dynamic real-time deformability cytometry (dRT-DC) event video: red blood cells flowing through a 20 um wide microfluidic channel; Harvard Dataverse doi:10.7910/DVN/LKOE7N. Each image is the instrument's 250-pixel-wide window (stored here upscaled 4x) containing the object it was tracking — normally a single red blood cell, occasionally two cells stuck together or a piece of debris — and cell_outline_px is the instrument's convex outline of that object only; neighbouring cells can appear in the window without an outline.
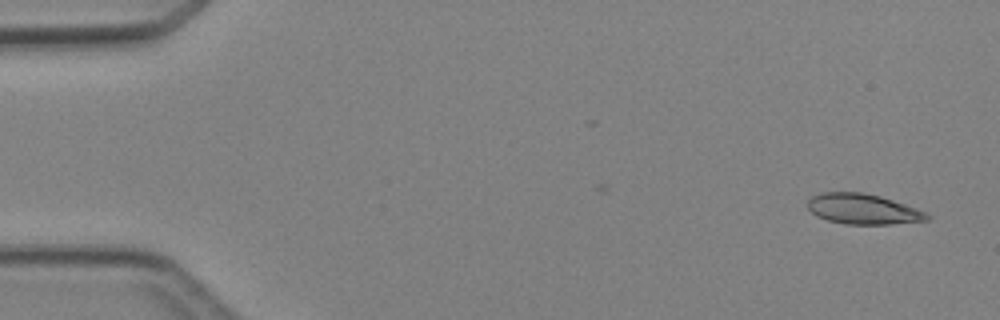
{"species": "Egyptian fruit bat (a non-hibernating species)", "species_latin": "Rousettus aegyptiacus", "temperature_condition": "cold", "stored_images_in_passage": 5, "segment_of_instrument_passage": [1, 2], "camera_frame_rate_fps": 3000, "um_per_image_px": 0.085, "animal": {"sex": "female"}, "frame": {"image": 1, "passage_image": 1, "time_ms": 0.0, "image_size_px": [1000, 320], "cell_outline_px": [[932, 216], [928, 220], [892, 224], [844, 224], [828, 220], [816, 216], [808, 208], [808, 200], [812, 196], [824, 192], [864, 192], [880, 196], [928, 212]], "centroid_in_image_um": [73.37, 17.77], "position_along_channel_um": 11.6, "area_um2": 21.15}}
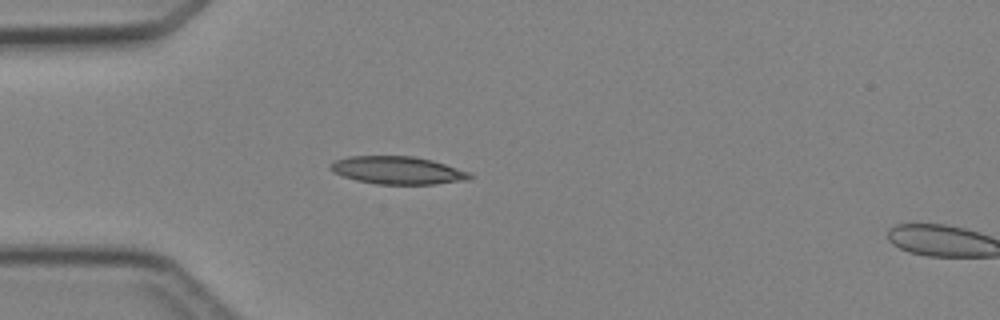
{"frame": {"image": 2, "passage_image": 4, "time_ms": 3.667, "image_size_px": [1000, 320], "cell_outline_px": [[472, 176], [468, 180], [432, 184], [376, 184], [356, 180], [332, 172], [328, 164], [336, 160], [348, 156], [416, 156], [432, 160], [472, 172]], "centroid_in_image_um": [33.81, 14.47], "position_along_channel_um": 51.2, "area_um2": 22.66}}